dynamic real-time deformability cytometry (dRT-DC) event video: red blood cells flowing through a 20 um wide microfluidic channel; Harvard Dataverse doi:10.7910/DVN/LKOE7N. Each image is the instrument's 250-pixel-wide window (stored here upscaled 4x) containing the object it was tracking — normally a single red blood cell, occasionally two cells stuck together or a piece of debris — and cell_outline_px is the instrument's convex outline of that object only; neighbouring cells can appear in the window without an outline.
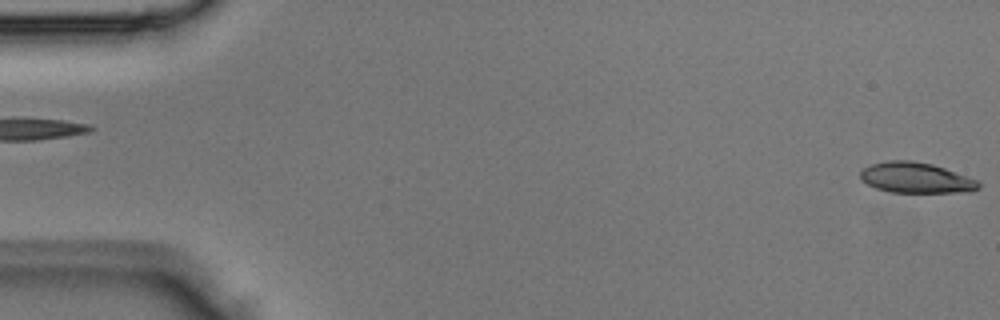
{"species": "Egyptian fruit bat (a non-hibernating species)", "species_latin": "Rousettus aegyptiacus", "temperature_condition": "room temperature", "stored_images_in_passage": 4, "segment_of_instrument_passage": [2, 2], "camera_frame_rate_fps": 3000, "um_per_image_px": 0.085, "animal": {"sex": "male"}, "frame": {"image": 1, "passage_image": 4, "time_ms": 1.0, "image_size_px": [1000, 320], "cell_outline_px": [[980, 188], [972, 192], [892, 192], [876, 188], [868, 184], [860, 176], [860, 172], [864, 168], [872, 164], [888, 160], [912, 160], [932, 164], [980, 180]], "centroid_in_image_um": [77.92, 15.11], "position_along_channel_um": 7.1, "area_um2": 21.04}}